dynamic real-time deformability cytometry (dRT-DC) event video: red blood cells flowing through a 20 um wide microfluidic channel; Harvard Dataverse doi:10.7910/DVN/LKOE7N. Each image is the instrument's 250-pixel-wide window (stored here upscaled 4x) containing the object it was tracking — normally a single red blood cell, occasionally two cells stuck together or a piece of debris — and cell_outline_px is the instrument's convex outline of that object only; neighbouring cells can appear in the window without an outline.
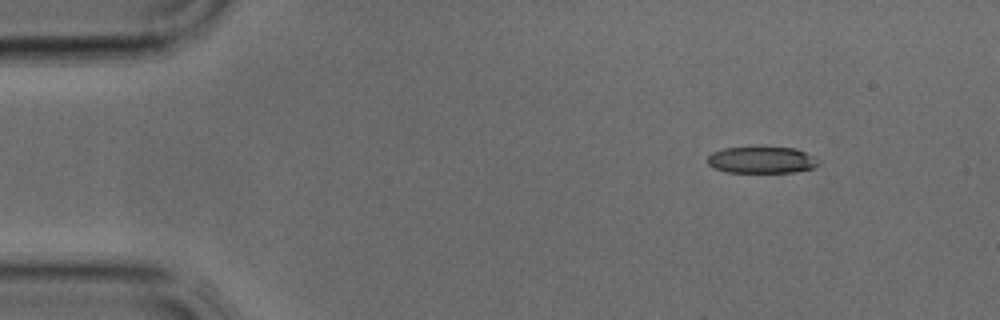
{"species": "common noctule bat (a hibernating species)", "species_latin": "Nyctalus noctula", "temperature_condition": "cold", "stored_images_in_passage": 35, "camera_frame_rate_fps": 3000, "um_per_image_px": 0.085, "animal": {"sex": "male", "body_mass_g": 17.9, "forearm_length_mm": 54.2}, "frame": {"image": 1, "passage_image": 1, "time_ms": 0.0, "image_size_px": [1000, 320], "cell_outline_px": [[820, 164], [812, 168], [792, 172], [728, 172], [716, 168], [708, 164], [708, 156], [712, 152], [724, 148], [796, 148], [820, 160]], "centroid_in_image_um": [64.76, 13.6], "position_along_channel_um": 20.2, "area_um2": 16.88}}
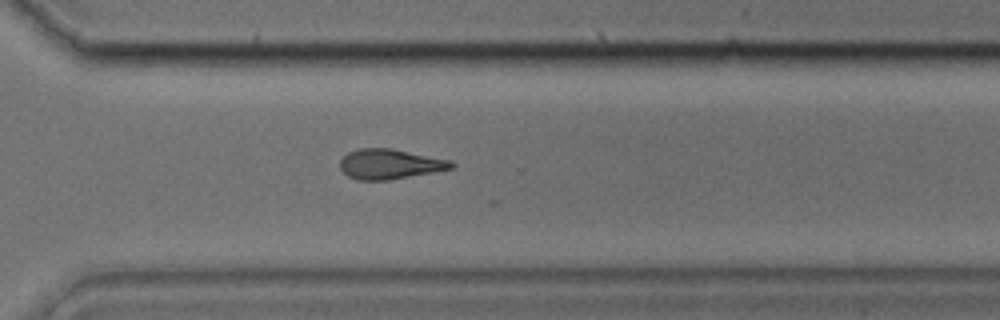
{"frame": {"image": 2, "passage_image": 24, "time_ms": 7.667, "image_size_px": [1000, 320], "cell_outline_px": [[456, 164], [452, 168], [432, 172], [388, 180], [356, 180], [348, 176], [340, 168], [340, 160], [348, 152], [356, 148], [392, 148], [452, 160]], "centroid_in_image_um": [33.13, 13.93], "position_along_channel_um": 337.5, "area_um2": 19.54}}
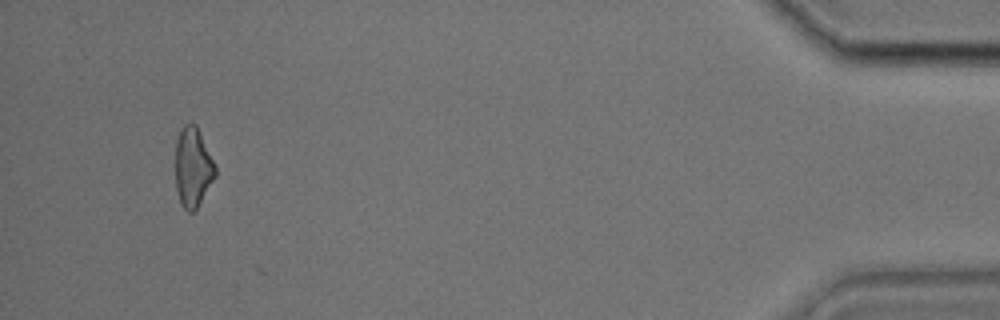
{"frame": {"image": 3, "passage_image": 33, "time_ms": 10.667, "image_size_px": [1000, 320], "cell_outline_px": [[216, 176], [196, 208], [192, 212], [188, 212], [180, 204], [176, 188], [176, 140], [180, 128], [184, 124], [196, 124], [216, 164]], "centroid_in_image_um": [16.4, 14.2], "position_along_channel_um": 418.8, "area_um2": 18.55}}